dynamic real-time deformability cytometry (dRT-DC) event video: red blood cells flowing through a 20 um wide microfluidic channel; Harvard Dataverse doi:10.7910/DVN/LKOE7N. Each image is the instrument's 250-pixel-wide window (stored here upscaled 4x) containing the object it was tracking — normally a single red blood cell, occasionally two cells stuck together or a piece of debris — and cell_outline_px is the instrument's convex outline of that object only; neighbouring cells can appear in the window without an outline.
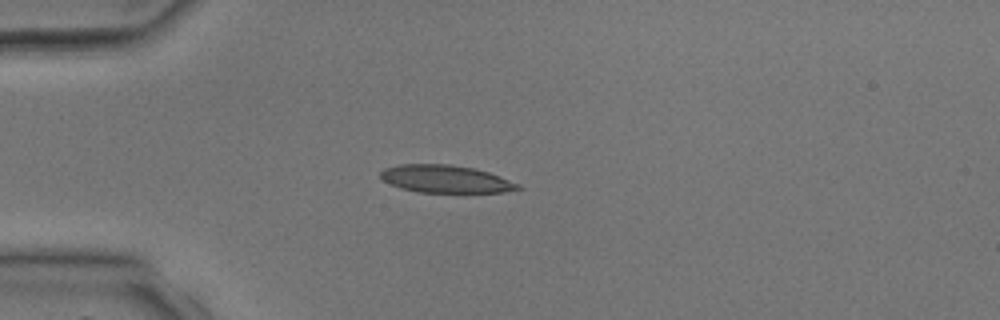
{"species": "common noctule bat (a hibernating species)", "species_latin": "Nyctalus noctula", "temperature_condition": "room temperature", "stored_images_in_passage": 2, "camera_frame_rate_fps": 3000, "um_per_image_px": 0.085, "animal": {"sex": "male", "body_mass_g": 17.9, "forearm_length_mm": 54.2}, "frame": {"image": 1, "passage_image": 2, "time_ms": 1.333, "image_size_px": [1000, 320], "cell_outline_px": [[524, 188], [504, 192], [416, 192], [400, 188], [384, 180], [380, 176], [380, 172], [384, 168], [400, 164], [452, 164], [472, 168], [488, 172], [500, 176], [520, 184]], "centroid_in_image_um": [37.89, 15.21], "position_along_channel_um": 47.1, "area_um2": 22.08}}